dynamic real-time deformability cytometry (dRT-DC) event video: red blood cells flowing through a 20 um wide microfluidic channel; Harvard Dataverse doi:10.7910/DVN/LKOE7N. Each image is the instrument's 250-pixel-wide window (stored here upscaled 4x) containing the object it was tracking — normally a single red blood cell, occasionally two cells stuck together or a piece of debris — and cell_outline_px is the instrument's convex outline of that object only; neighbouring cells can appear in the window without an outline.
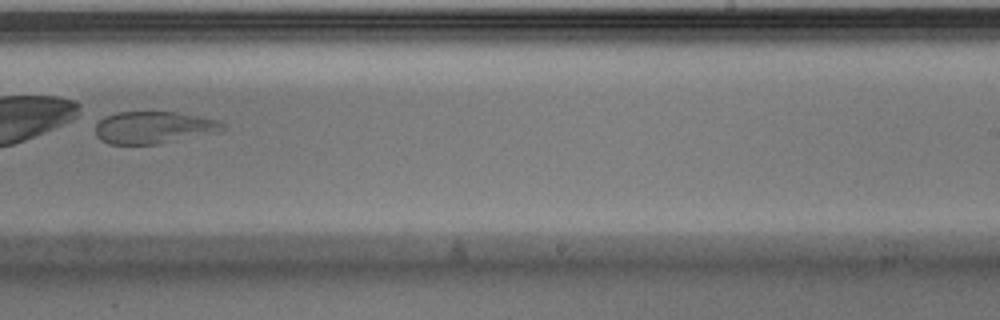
{"species": "Egyptian fruit bat (a non-hibernating species)", "species_latin": "Rousettus aegyptiacus", "temperature_condition": "warm", "stored_images_in_passage": 38, "camera_frame_rate_fps": 3000, "um_per_image_px": 0.085, "animal": {"sex": "male"}, "frame": {"image": 1, "passage_image": 33, "time_ms": 10.667, "image_size_px": [1000, 320], "cell_outline_px": [[224, 128], [216, 132], [160, 144], [108, 144], [100, 140], [96, 136], [96, 124], [104, 116], [116, 112], [176, 112], [216, 120], [224, 124]], "centroid_in_image_um": [12.99, 10.84], "position_along_channel_um": 276.0, "area_um2": 23.7}}